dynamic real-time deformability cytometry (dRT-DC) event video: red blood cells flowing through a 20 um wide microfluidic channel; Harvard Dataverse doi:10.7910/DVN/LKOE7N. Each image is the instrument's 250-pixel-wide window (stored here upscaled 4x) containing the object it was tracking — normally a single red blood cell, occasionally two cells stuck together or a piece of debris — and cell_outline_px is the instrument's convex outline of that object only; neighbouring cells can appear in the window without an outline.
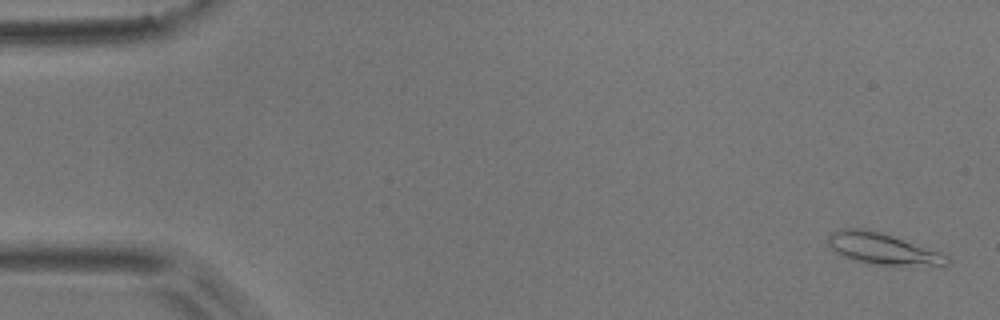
{"species": "common noctule bat (a hibernating species)", "species_latin": "Nyctalus noctula", "temperature_condition": "room temperature", "stored_images_in_passage": 4, "camera_frame_rate_fps": 3000, "um_per_image_px": 0.085, "animal": {"sex": "male", "body_mass_g": 17.9}, "frame": {"image": 1, "passage_image": 1, "time_ms": 0.0, "image_size_px": [1000, 320], "cell_outline_px": [[952, 260], [948, 264], [876, 264], [852, 260], [836, 252], [828, 244], [828, 236], [836, 228], [864, 228], [880, 232], [940, 252], [948, 256]], "centroid_in_image_um": [74.94, 21.11], "position_along_channel_um": 10.1, "area_um2": 21.1}}